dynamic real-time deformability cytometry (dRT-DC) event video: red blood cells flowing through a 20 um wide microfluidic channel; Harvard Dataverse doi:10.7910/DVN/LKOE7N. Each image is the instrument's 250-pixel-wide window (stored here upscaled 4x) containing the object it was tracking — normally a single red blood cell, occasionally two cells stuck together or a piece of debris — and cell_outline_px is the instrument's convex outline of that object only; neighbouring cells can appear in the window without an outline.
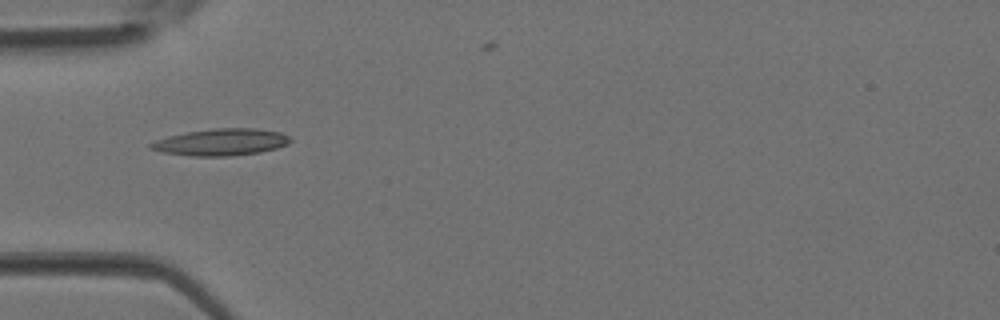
{"species": "Egyptian fruit bat (a non-hibernating species)", "species_latin": "Rousettus aegyptiacus", "temperature_condition": "room temperature", "stored_images_in_passage": 4, "camera_frame_rate_fps": 3000, "um_per_image_px": 0.085, "animal": {"sex": "female"}, "frame": {"image": 1, "passage_image": 4, "time_ms": 1.0, "image_size_px": [1000, 320], "cell_outline_px": [[292, 140], [288, 144], [276, 148], [260, 152], [232, 156], [192, 156], [164, 152], [148, 148], [148, 144], [156, 140], [168, 136], [188, 132], [212, 128], [256, 128], [280, 132], [288, 136]], "centroid_in_image_um": [18.8, 12.08], "position_along_channel_um": 66.2, "area_um2": 21.79}}